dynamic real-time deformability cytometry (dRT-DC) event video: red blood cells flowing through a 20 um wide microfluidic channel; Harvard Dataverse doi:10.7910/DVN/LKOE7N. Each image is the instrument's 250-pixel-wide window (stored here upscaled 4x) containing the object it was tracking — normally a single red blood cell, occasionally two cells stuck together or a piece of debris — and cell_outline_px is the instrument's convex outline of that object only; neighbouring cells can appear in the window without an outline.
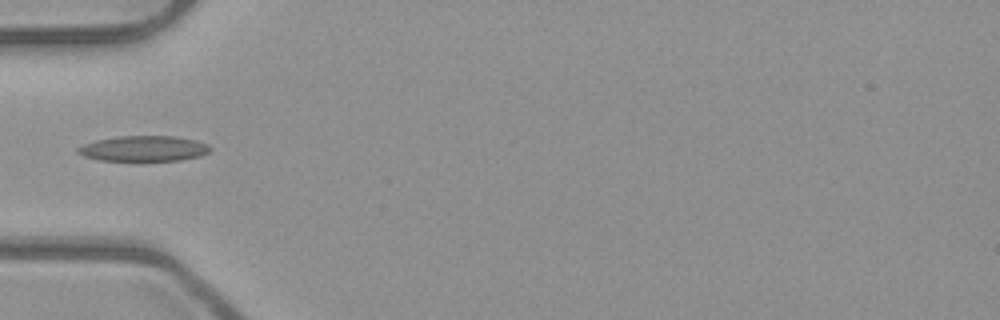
{"species": "common noctule bat (a hibernating species)", "species_latin": "Nyctalus noctula", "temperature_condition": "room temperature", "stored_images_in_passage": 4, "camera_frame_rate_fps": 3000, "um_per_image_px": 0.085, "animal": {"sex": "male", "body_mass_g": 23.1, "forearm_length_mm": 52.7}, "frame": {"image": 1, "passage_image": 4, "time_ms": 1.0, "image_size_px": [1000, 320], "cell_outline_px": [[212, 148], [208, 152], [200, 156], [180, 160], [100, 160], [84, 156], [76, 152], [76, 148], [84, 144], [96, 140], [116, 136], [172, 136], [196, 140], [208, 144]], "centroid_in_image_um": [12.21, 12.62], "position_along_channel_um": 72.8, "area_um2": 19.54}}